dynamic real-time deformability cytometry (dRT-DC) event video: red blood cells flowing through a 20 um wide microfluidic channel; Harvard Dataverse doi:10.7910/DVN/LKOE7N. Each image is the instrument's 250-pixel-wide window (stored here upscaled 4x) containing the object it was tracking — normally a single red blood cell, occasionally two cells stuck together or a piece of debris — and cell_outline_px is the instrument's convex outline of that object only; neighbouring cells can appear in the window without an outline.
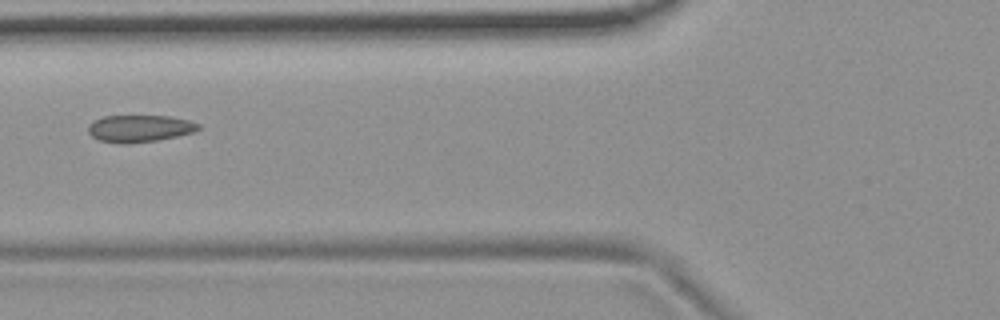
{"species": "common noctule bat (a hibernating species)", "species_latin": "Nyctalus noctula", "temperature_condition": "room temperature", "stored_images_in_passage": 3, "camera_frame_rate_fps": 3000, "um_per_image_px": 0.085, "animal": {"sex": "female", "body_mass_g": 19.9}, "frame": {"image": 1, "passage_image": 3, "time_ms": 0.667, "image_size_px": [1000, 320], "cell_outline_px": [[200, 128], [192, 132], [176, 136], [156, 140], [124, 144], [120, 144], [100, 140], [92, 136], [88, 132], [88, 124], [104, 116], [168, 116], [188, 120], [200, 124]], "centroid_in_image_um": [11.84, 10.92], "position_along_channel_um": 114.0, "area_um2": 17.17}}